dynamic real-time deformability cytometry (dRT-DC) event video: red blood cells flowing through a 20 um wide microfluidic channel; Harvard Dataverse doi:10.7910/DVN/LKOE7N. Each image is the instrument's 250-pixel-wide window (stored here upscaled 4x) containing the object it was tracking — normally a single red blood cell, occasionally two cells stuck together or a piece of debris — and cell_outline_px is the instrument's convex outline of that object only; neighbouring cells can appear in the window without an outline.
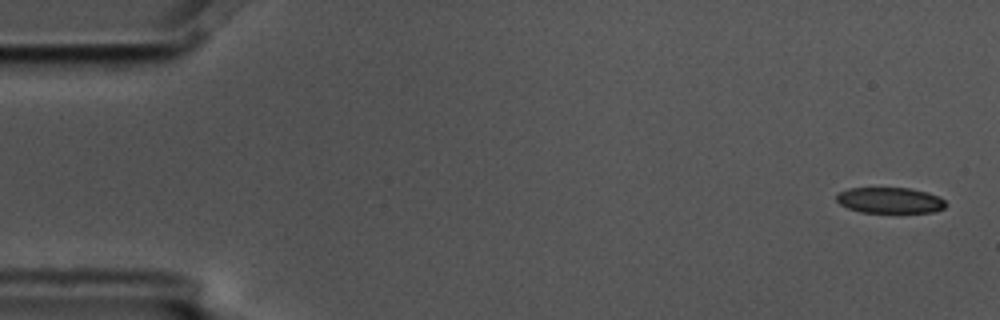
{"species": "common noctule bat (a hibernating species)", "species_latin": "Nyctalus noctula", "temperature_condition": "cold", "stored_images_in_passage": 5, "camera_frame_rate_fps": 3000, "um_per_image_px": 0.085, "animal": {"sex": "male", "body_mass_g": 17.5, "forearm_length_mm": 52.3}, "frame": {"image": 1, "passage_image": 1, "time_ms": 0.0, "image_size_px": [1000, 320], "cell_outline_px": [[948, 204], [944, 208], [932, 212], [860, 212], [848, 208], [840, 204], [836, 200], [836, 196], [840, 192], [848, 188], [912, 188], [928, 192], [940, 196]], "centroid_in_image_um": [75.67, 17.02], "position_along_channel_um": 9.3, "area_um2": 16.53}}
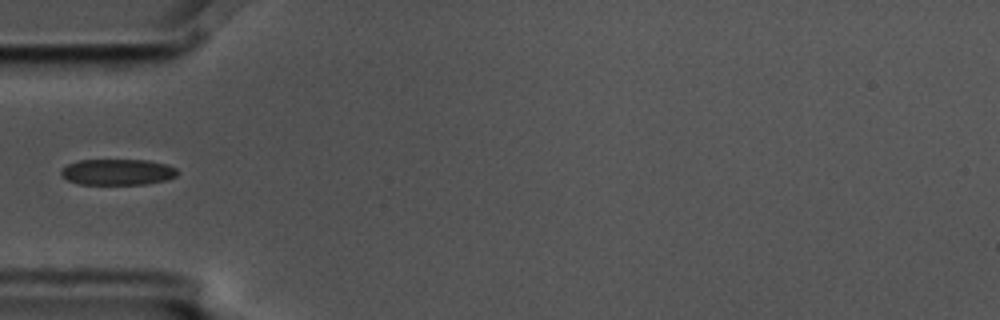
{"frame": {"image": 2, "passage_image": 5, "time_ms": 1.333, "image_size_px": [1000, 320], "cell_outline_px": [[180, 172], [176, 176], [168, 180], [144, 184], [80, 184], [68, 180], [60, 176], [60, 172], [68, 164], [80, 160], [148, 160], [168, 164], [176, 168]], "centroid_in_image_um": [10.04, 14.62], "position_along_channel_um": 75.0, "area_um2": 17.74}}